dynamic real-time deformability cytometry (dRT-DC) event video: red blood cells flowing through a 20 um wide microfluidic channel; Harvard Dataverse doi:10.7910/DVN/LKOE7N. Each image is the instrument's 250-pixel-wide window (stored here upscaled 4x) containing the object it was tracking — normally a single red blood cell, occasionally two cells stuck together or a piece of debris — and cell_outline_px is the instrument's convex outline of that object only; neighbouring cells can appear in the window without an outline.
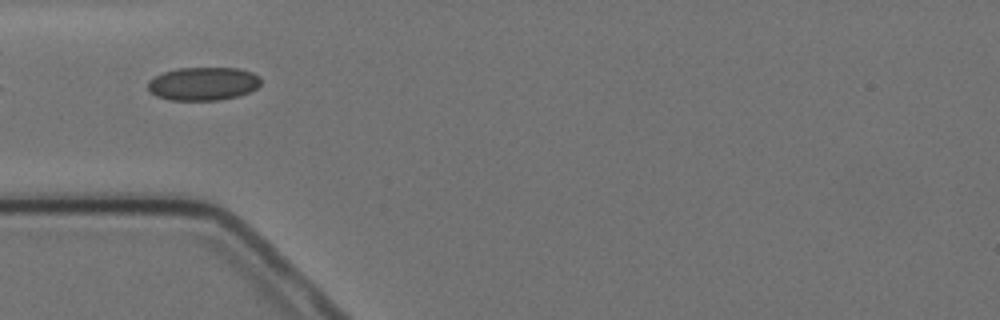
{"species": "Egyptian fruit bat (a non-hibernating species)", "species_latin": "Rousettus aegyptiacus", "temperature_condition": "cold", "stored_images_in_passage": 6, "camera_frame_rate_fps": 3000, "um_per_image_px": 0.085, "animal": {"sex": "female"}, "frame": {"image": 1, "passage_image": 2, "time_ms": 1.333, "image_size_px": [1000, 320], "cell_outline_px": [[260, 84], [256, 88], [240, 96], [220, 100], [172, 100], [156, 96], [148, 88], [148, 80], [164, 72], [176, 68], [236, 68], [252, 72], [260, 76]], "centroid_in_image_um": [17.28, 7.12], "position_along_channel_um": 67.7, "area_um2": 21.91}}
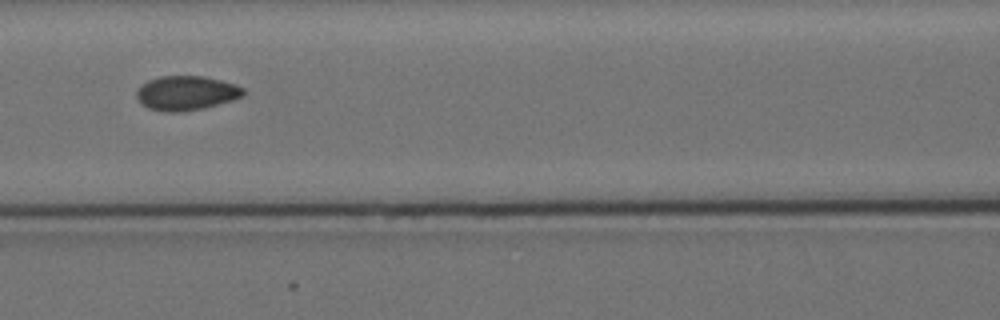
{"frame": {"image": 2, "passage_image": 4, "time_ms": 3.667, "image_size_px": [1000, 320], "cell_outline_px": [[244, 96], [232, 100], [204, 108], [180, 112], [164, 112], [148, 108], [140, 104], [136, 96], [136, 92], [148, 80], [160, 76], [204, 76], [220, 80], [244, 88]], "centroid_in_image_um": [15.81, 7.92], "position_along_channel_um": 150.8, "area_um2": 21.33}}
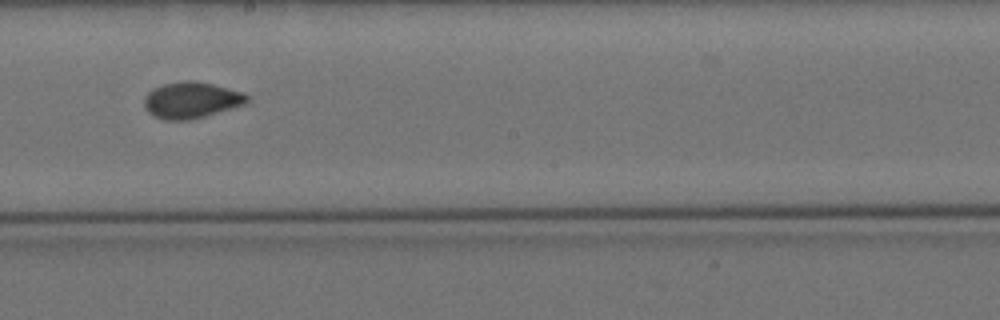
{"frame": {"image": 3, "passage_image": 6, "time_ms": 6.0, "image_size_px": [1000, 320], "cell_outline_px": [[248, 100], [244, 104], [204, 116], [188, 120], [164, 120], [148, 112], [144, 108], [144, 96], [148, 92], [164, 84], [188, 80], [212, 84], [244, 92], [248, 96]], "centroid_in_image_um": [16.24, 8.51], "position_along_channel_um": 232.0, "area_um2": 21.39}}